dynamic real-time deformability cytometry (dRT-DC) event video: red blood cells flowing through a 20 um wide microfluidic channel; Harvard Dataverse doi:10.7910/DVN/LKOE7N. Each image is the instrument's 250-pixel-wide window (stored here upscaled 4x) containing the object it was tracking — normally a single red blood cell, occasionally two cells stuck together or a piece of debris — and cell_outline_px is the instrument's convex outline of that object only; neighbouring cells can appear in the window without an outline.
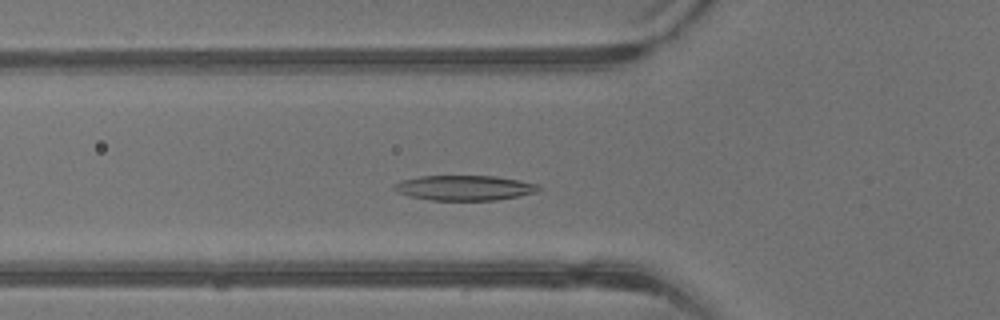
{"species": "common noctule bat (a hibernating species)", "species_latin": "Nyctalus noctula", "temperature_condition": "warm", "stored_images_in_passage": 39, "camera_frame_rate_fps": 3000, "um_per_image_px": 0.085, "animal": {"sex": "male", "body_mass_g": 13.3}, "frame": {"image": 1, "passage_image": 12, "time_ms": 3.667, "image_size_px": [1000, 320], "cell_outline_px": [[540, 188], [536, 192], [496, 200], [432, 200], [408, 196], [396, 192], [392, 188], [392, 184], [400, 180], [420, 176], [496, 176], [536, 184]], "centroid_in_image_um": [39.37, 15.96], "position_along_channel_um": 86.4, "area_um2": 20.98}}
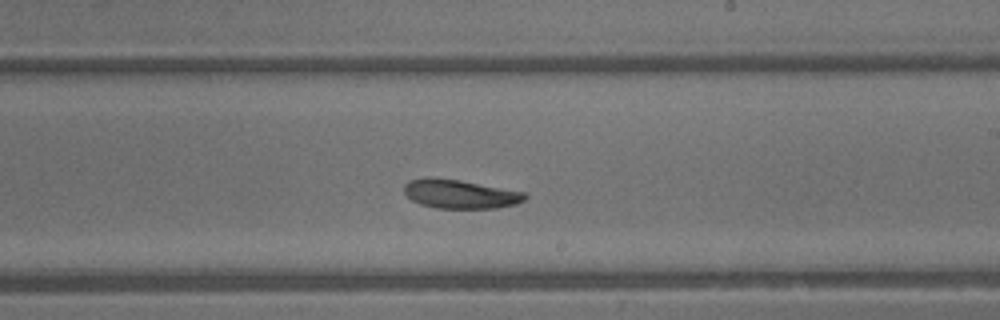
{"frame": {"image": 2, "passage_image": 22, "time_ms": 7.0, "image_size_px": [1000, 320], "cell_outline_px": [[528, 196], [524, 200], [516, 204], [496, 208], [436, 208], [420, 204], [412, 200], [404, 192], [404, 184], [408, 180], [428, 176], [460, 180], [524, 192]], "centroid_in_image_um": [39.07, 16.48], "position_along_channel_um": 249.9, "area_um2": 20.4}}
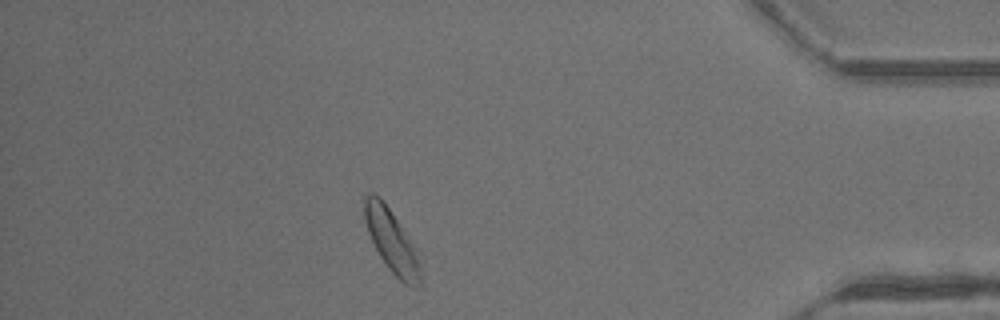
{"frame": {"image": 3, "passage_image": 34, "time_ms": 11.0, "image_size_px": [1000, 320], "cell_outline_px": [[424, 280], [420, 288], [416, 288], [404, 284], [388, 268], [380, 256], [368, 232], [364, 220], [364, 200], [372, 192], [380, 196], [420, 252], [424, 272]], "centroid_in_image_um": [33.41, 20.6], "position_along_channel_um": 401.8, "area_um2": 21.21}, "authors_computed_cell_mechanics": {"area_um2": 21.0392, "velocity_mm_per_s": 4.9107, "shape_relaxation_time_tau1_ms": 1.889, "shape_relaxation_time_tau2_ms": 3.6988, "deformation_change_tau1": 0.0961, "deformation_change_tau2": 0.1132}}